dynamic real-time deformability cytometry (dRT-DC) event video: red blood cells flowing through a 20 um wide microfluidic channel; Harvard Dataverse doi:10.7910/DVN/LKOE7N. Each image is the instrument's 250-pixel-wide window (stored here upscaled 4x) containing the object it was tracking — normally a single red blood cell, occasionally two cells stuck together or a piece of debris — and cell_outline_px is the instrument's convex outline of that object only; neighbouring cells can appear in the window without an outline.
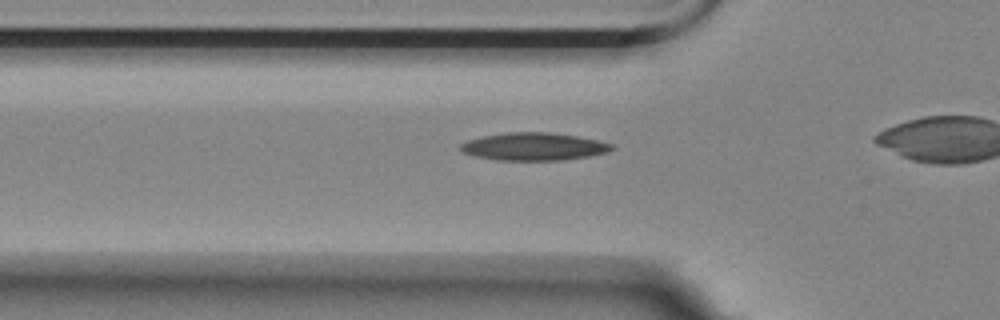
{"species": "Egyptian fruit bat (a non-hibernating species)", "species_latin": "Rousettus aegyptiacus", "temperature_condition": "room temperature", "stored_images_in_passage": 33, "camera_frame_rate_fps": 3000, "um_per_image_px": 0.085, "animal": {"sex": "female"}, "frame": {"image": 1, "passage_image": 7, "time_ms": 2.0, "image_size_px": [1000, 320], "cell_outline_px": [[616, 148], [608, 152], [588, 156], [564, 160], [496, 160], [476, 156], [464, 152], [460, 148], [460, 144], [468, 140], [484, 136], [504, 132], [548, 132], [576, 136], [596, 140], [612, 144]], "centroid_in_image_um": [45.39, 12.46], "position_along_channel_um": 80.4, "area_um2": 24.28}}
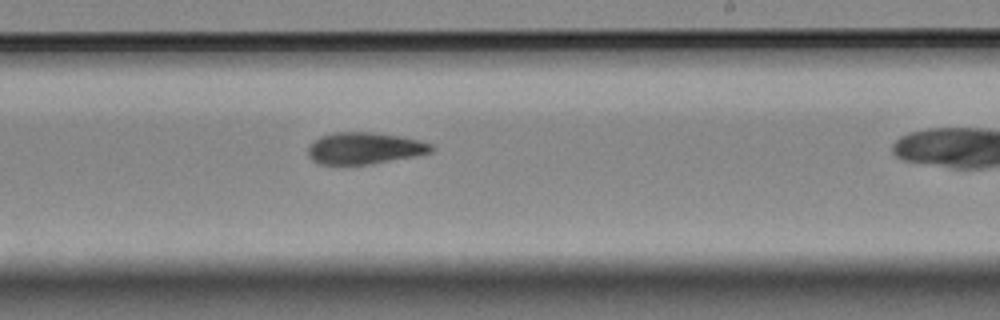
{"frame": {"image": 2, "passage_image": 22, "time_ms": 7.0, "image_size_px": [1000, 320], "cell_outline_px": [[436, 148], [432, 152], [416, 156], [372, 164], [316, 164], [308, 156], [308, 148], [320, 136], [332, 132], [372, 132], [400, 136], [432, 144]], "centroid_in_image_um": [30.99, 12.6], "position_along_channel_um": 258.0, "area_um2": 22.83}}
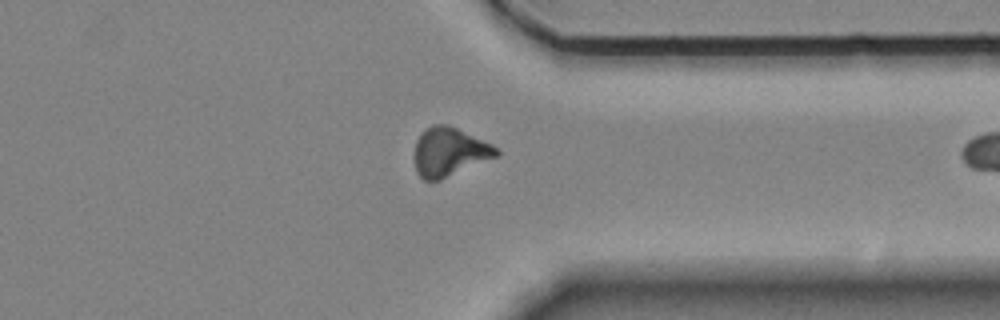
{"frame": {"image": 3, "passage_image": 32, "time_ms": 10.333, "image_size_px": [1000, 320], "cell_outline_px": [[500, 156], [440, 180], [424, 180], [416, 172], [412, 156], [416, 140], [424, 128], [432, 124], [448, 124], [492, 144], [500, 152]], "centroid_in_image_um": [38.16, 12.91], "position_along_channel_um": 373.2, "area_um2": 23.76}}